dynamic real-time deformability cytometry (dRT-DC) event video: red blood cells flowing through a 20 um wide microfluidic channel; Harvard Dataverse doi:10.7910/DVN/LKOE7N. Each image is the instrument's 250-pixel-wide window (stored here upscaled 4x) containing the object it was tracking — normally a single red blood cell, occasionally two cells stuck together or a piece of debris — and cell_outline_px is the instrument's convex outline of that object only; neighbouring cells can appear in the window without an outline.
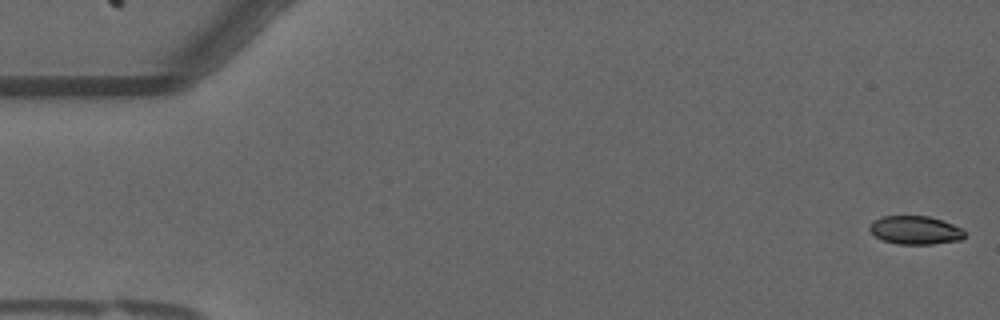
{"species": "common noctule bat (a hibernating species)", "species_latin": "Nyctalus noctula", "temperature_condition": "warm", "stored_images_in_passage": 56, "camera_frame_rate_fps": 3000, "um_per_image_px": 0.085, "animal": {"sex": "male", "forearm_length_mm": 52.5}, "frame": {"image": 1, "passage_image": 1, "time_ms": 0.0, "image_size_px": [1000, 320], "cell_outline_px": [[964, 236], [960, 240], [932, 244], [896, 244], [884, 240], [876, 236], [868, 228], [876, 220], [884, 216], [928, 216], [952, 224], [960, 228], [964, 232]], "centroid_in_image_um": [77.8, 19.57], "position_along_channel_um": 7.2, "area_um2": 15.37}}
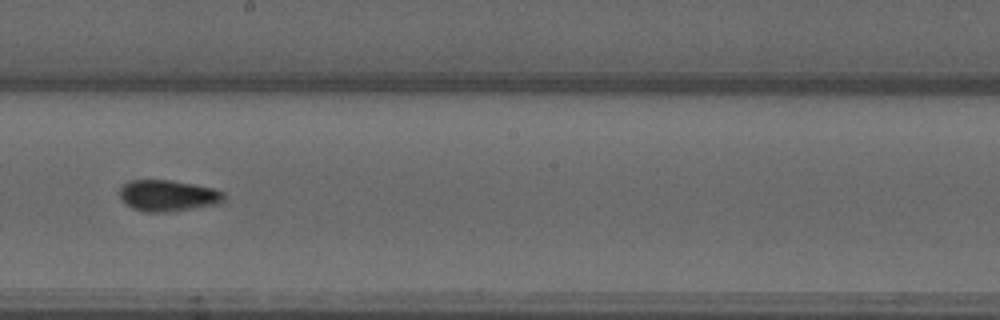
{"frame": {"image": 2, "passage_image": 31, "time_ms": 10.0, "image_size_px": [1000, 320], "cell_outline_px": [[224, 200], [220, 204], [168, 212], [144, 212], [132, 208], [120, 196], [120, 188], [128, 180], [168, 180], [192, 184], [212, 188], [224, 192]], "centroid_in_image_um": [14.29, 16.63], "position_along_channel_um": 233.9, "area_um2": 18.9}}
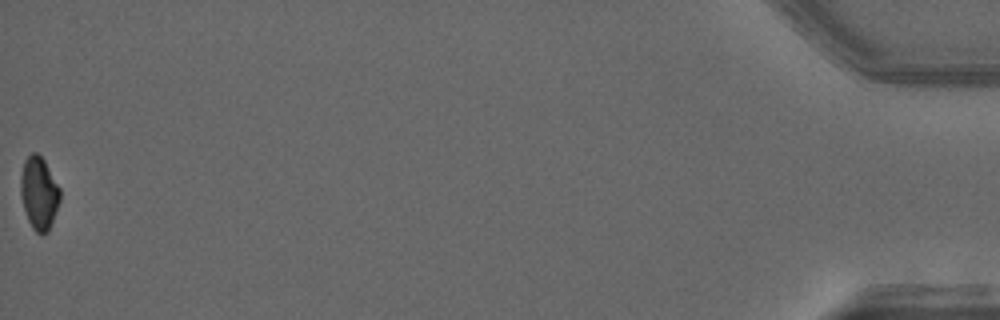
{"frame": {"image": 3, "passage_image": 56, "time_ms": 18.333, "image_size_px": [1000, 320], "cell_outline_px": [[60, 200], [48, 232], [36, 232], [32, 228], [28, 220], [24, 208], [20, 192], [20, 176], [24, 160], [32, 152], [36, 152], [44, 160], [60, 188]], "centroid_in_image_um": [3.3, 16.39], "position_along_channel_um": 431.9, "area_um2": 16.53}, "authors_computed_cell_mechanics": {"area_um2": 17.6868, "velocity_mm_per_s": 3.6601, "shape_relaxation_time_tau1_ms": null, "shape_relaxation_time_tau2_ms": 3.2072, "deformation_change_tau1": null, "deformation_change_tau2": 0.0509}}